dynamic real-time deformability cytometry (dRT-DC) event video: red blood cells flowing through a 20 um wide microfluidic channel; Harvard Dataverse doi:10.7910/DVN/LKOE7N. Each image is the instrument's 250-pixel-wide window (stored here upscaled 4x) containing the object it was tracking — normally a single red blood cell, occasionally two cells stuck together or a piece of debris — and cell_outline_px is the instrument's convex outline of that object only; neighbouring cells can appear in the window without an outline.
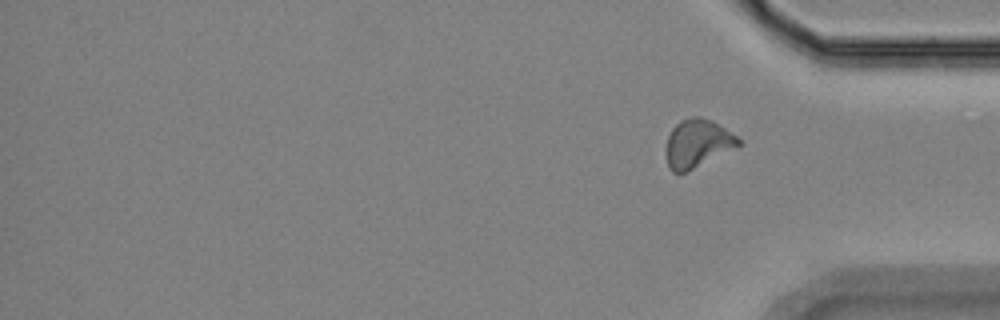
{"species": "Egyptian fruit bat (a non-hibernating species)", "species_latin": "Rousettus aegyptiacus", "temperature_condition": "room temperature", "stored_images_in_passage": 18, "segment_of_instrument_passage": [2, 2], "camera_frame_rate_fps": 3000, "um_per_image_px": 0.085, "animal": {"sex": "female"}, "frame": {"image": 1, "passage_image": 18, "time_ms": 19.667, "image_size_px": [1000, 320], "cell_outline_px": [[744, 144], [684, 172], [672, 172], [668, 168], [668, 136], [672, 128], [680, 120], [692, 116], [700, 116], [712, 120], [736, 136]], "centroid_in_image_um": [59.31, 12.16], "position_along_channel_um": 375.9, "area_um2": 19.88}}